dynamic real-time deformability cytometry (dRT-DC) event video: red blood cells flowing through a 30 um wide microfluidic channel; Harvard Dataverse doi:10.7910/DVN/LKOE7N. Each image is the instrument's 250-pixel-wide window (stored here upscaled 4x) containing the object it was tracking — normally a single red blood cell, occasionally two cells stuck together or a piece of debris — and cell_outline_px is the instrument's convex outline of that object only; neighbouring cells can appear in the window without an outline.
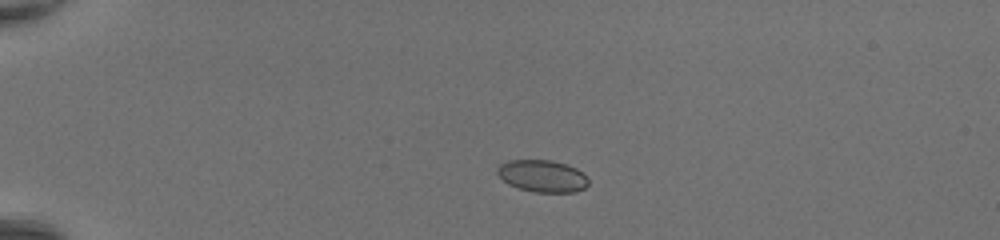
{"species": "common noctule bat (a hibernating species)", "species_latin": "Nyctalus noctula", "temperature_condition": "room temperature", "stored_images_in_passage": 37, "camera_frame_rate_fps": 3000, "um_per_image_px": 0.085, "animal": {"sex": "female", "body_mass_g": 20.0, "forearm_length_mm": 54.0}, "frame": {"image": 1, "passage_image": 1, "time_ms": 0.0, "image_size_px": [1000, 240], "cell_outline_px": [[588, 184], [584, 188], [576, 192], [536, 192], [520, 188], [508, 184], [496, 172], [496, 168], [500, 164], [508, 160], [552, 160], [568, 164], [576, 168], [588, 180]], "centroid_in_image_um": [46.09, 14.95], "position_along_channel_um": 38.9, "area_um2": 16.94}}
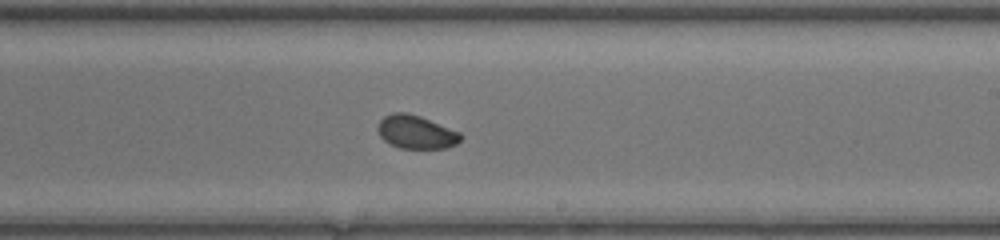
{"frame": {"image": 2, "passage_image": 20, "time_ms": 6.333, "image_size_px": [1000, 240], "cell_outline_px": [[464, 136], [456, 144], [448, 148], [400, 148], [388, 144], [380, 136], [376, 128], [380, 120], [384, 116], [392, 112], [408, 112], [420, 116], [460, 132]], "centroid_in_image_um": [35.35, 11.22], "position_along_channel_um": 253.6, "area_um2": 16.3}}
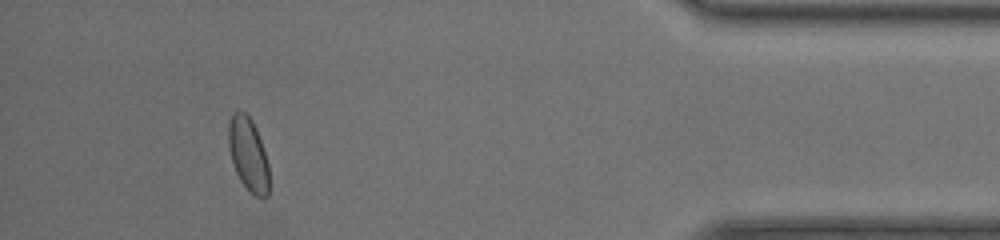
{"frame": {"image": 3, "passage_image": 34, "time_ms": 11.0, "image_size_px": [1000, 240], "cell_outline_px": [[268, 196], [256, 196], [240, 180], [236, 172], [228, 148], [228, 124], [232, 112], [240, 108], [248, 112], [252, 120], [260, 140], [268, 164]], "centroid_in_image_um": [21.06, 13.01], "position_along_channel_um": 414.1, "area_um2": 17.28}, "authors_computed_cell_mechanics": {"area_um2": 16.6464, "velocity_mm_per_s": 4.3965, "shape_relaxation_time_tau1_ms": 4.379, "shape_relaxation_time_tau2_ms": 6.1174, "deformation_change_tau1": 0.1095, "deformation_change_tau2": 0.0755}}